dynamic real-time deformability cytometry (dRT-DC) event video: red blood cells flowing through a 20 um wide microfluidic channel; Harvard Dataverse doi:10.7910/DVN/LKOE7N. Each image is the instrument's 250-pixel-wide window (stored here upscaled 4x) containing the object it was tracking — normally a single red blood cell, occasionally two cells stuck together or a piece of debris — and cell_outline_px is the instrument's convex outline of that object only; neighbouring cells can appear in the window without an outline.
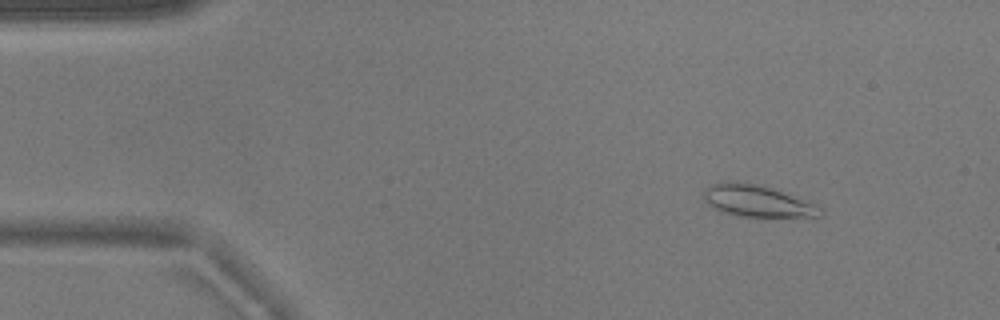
{"species": "common noctule bat (a hibernating species)", "species_latin": "Nyctalus noctula", "temperature_condition": "warm", "stored_images_in_passage": 53, "camera_frame_rate_fps": 3000, "um_per_image_px": 0.085, "animal": {"sex": "male", "body_mass_g": 17.9}, "frame": {"image": 1, "passage_image": 7, "time_ms": 2.0, "image_size_px": [1000, 320], "cell_outline_px": [[824, 212], [820, 216], [744, 216], [724, 212], [708, 204], [704, 200], [704, 188], [712, 184], [724, 180], [736, 180], [768, 188], [812, 200], [824, 208]], "centroid_in_image_um": [64.41, 17.06], "position_along_channel_um": 20.6, "area_um2": 21.56}}
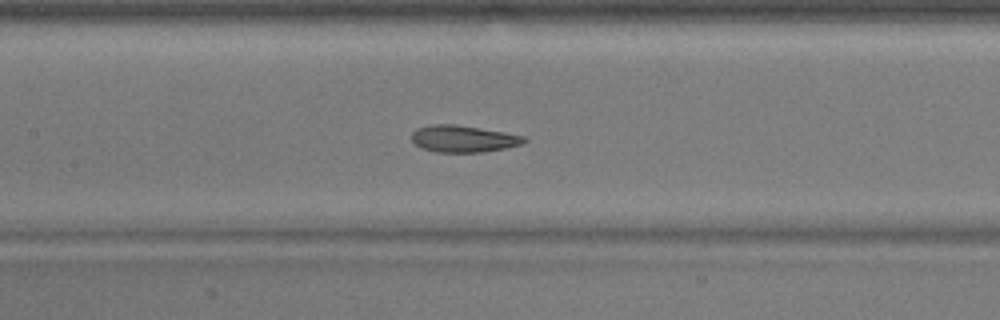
{"frame": {"image": 2, "passage_image": 25, "time_ms": 8.0, "image_size_px": [1000, 320], "cell_outline_px": [[528, 140], [520, 144], [504, 148], [480, 152], [436, 152], [420, 148], [412, 140], [412, 132], [416, 128], [432, 124], [452, 124], [504, 132], [524, 136]], "centroid_in_image_um": [39.34, 11.79], "position_along_channel_um": 168.1, "area_um2": 17.4}}
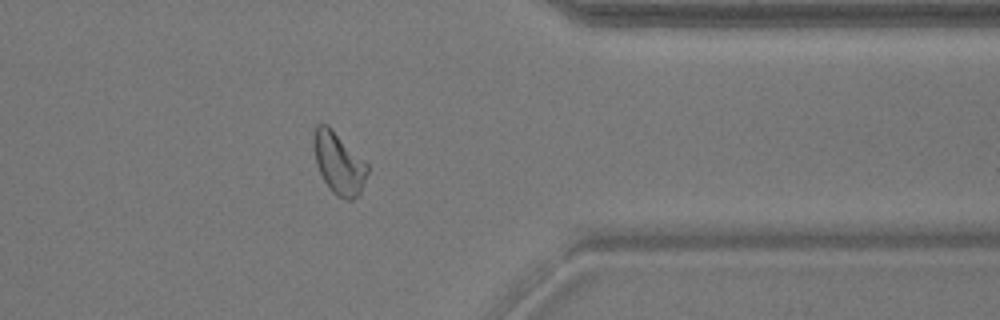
{"frame": {"image": 3, "passage_image": 43, "time_ms": 14.0, "image_size_px": [1000, 320], "cell_outline_px": [[368, 172], [360, 196], [352, 200], [348, 200], [336, 196], [332, 192], [324, 180], [316, 164], [312, 144], [312, 140], [316, 124], [328, 124], [368, 164]], "centroid_in_image_um": [28.79, 13.88], "position_along_channel_um": 382.6, "area_um2": 19.59}, "authors_computed_cell_mechanics": {"area_um2": 19.363, "velocity_mm_per_s": 3.7947, "shape_relaxation_time_tau1_ms": 10.8905, "shape_relaxation_time_tau2_ms": 1.5758, "deformation_change_tau1": 0.2043, "deformation_change_tau2": 0.0849}}